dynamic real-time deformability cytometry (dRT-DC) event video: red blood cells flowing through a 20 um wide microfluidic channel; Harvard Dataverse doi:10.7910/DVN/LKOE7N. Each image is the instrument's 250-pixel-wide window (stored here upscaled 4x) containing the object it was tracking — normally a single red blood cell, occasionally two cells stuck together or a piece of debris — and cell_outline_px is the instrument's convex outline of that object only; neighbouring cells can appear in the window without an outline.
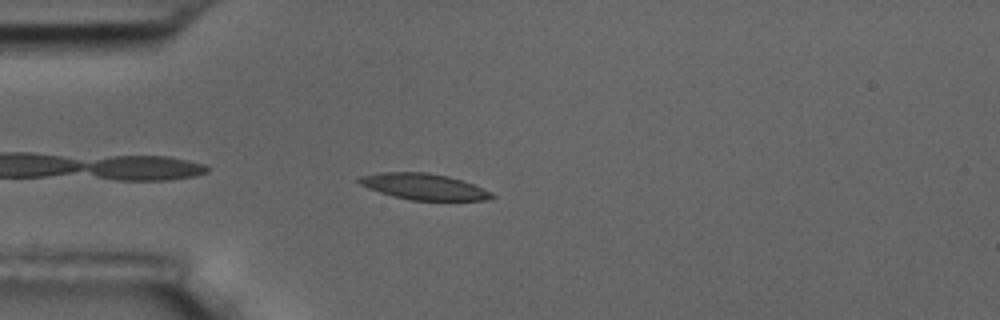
{"species": "common noctule bat (a hibernating species)", "species_latin": "Nyctalus noctula", "temperature_condition": "room temperature", "stored_images_in_passage": 10, "camera_frame_rate_fps": 3000, "um_per_image_px": 0.085, "animal": {"sex": "male", "body_mass_g": 17.5, "forearm_length_mm": 52.3}, "frame": {"image": 1, "passage_image": 4, "time_ms": 3.667, "image_size_px": [1000, 320], "cell_outline_px": [[496, 196], [484, 200], [412, 200], [392, 196], [368, 188], [360, 184], [356, 180], [360, 176], [380, 172], [424, 172], [448, 176], [472, 184], [492, 192]], "centroid_in_image_um": [35.99, 15.86], "position_along_channel_um": 49.0, "area_um2": 20.0}}
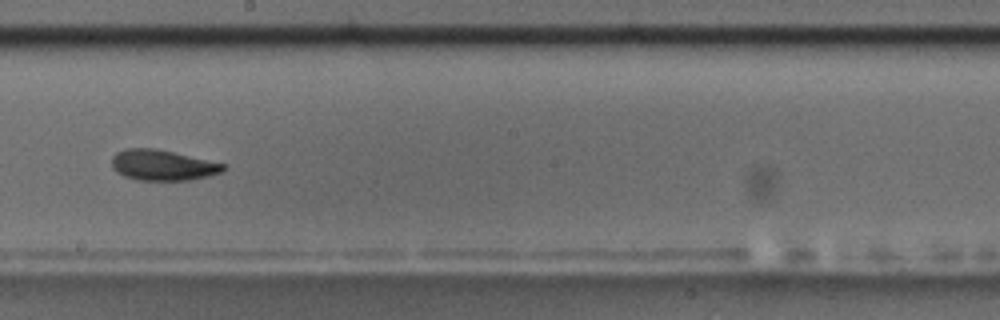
{"frame": {"image": 2, "passage_image": 9, "time_ms": 9.333, "image_size_px": [1000, 320], "cell_outline_px": [[228, 164], [224, 172], [192, 180], [136, 180], [124, 176], [116, 172], [112, 168], [112, 156], [116, 152], [124, 148], [156, 148]], "centroid_in_image_um": [13.85, 14.03], "position_along_channel_um": 234.4, "area_um2": 20.29}}
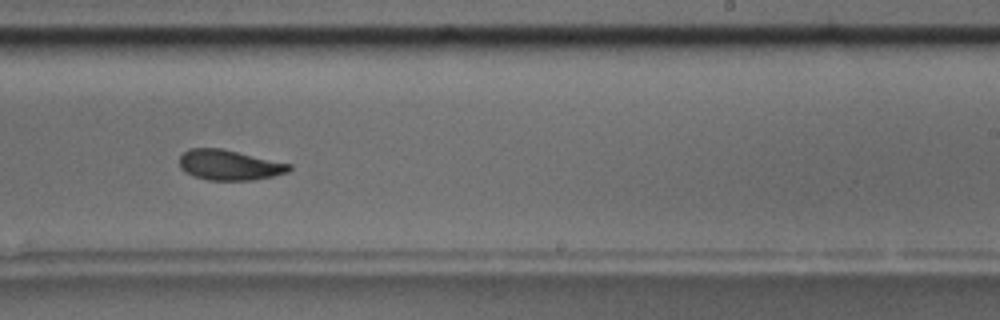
{"frame": {"image": 3, "passage_image": 10, "time_ms": 10.333, "image_size_px": [1000, 320], "cell_outline_px": [[292, 168], [288, 172], [272, 176], [252, 180], [208, 180], [192, 176], [180, 168], [180, 156], [188, 148], [220, 148], [292, 164]], "centroid_in_image_um": [19.48, 14.03], "position_along_channel_um": 269.5, "area_um2": 19.31}}